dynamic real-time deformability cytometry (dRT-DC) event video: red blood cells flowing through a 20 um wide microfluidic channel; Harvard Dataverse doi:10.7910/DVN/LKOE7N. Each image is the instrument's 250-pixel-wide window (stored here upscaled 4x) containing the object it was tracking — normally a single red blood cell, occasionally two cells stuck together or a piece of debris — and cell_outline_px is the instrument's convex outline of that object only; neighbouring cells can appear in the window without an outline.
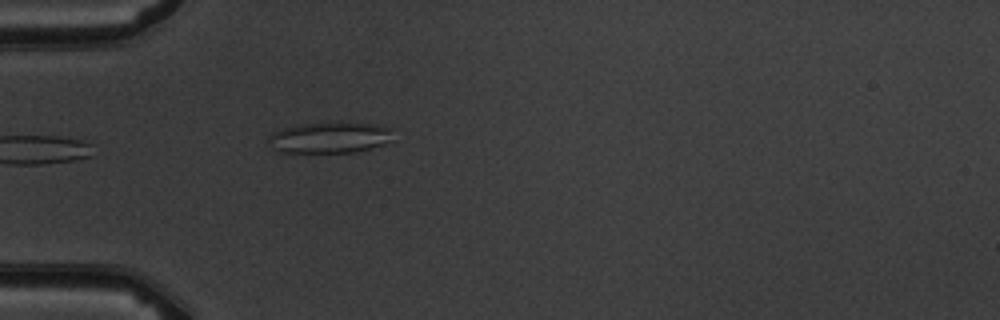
{"species": "common noctule bat (a hibernating species)", "species_latin": "Nyctalus noctula", "temperature_condition": "warm", "stored_images_in_passage": 5, "camera_frame_rate_fps": 3000, "um_per_image_px": 0.085, "animal": {"sex": "male", "body_mass_g": 19.5, "forearm_length_mm": 54.6}, "frame": {"image": 1, "passage_image": 5, "time_ms": 4.333, "image_size_px": [1000, 320], "cell_outline_px": [[392, 140], [356, 152], [280, 152], [272, 148], [268, 140], [268, 136], [284, 128], [300, 124], [340, 120], [376, 124], [392, 128]], "centroid_in_image_um": [28.05, 11.65], "position_along_channel_um": 57.0, "area_um2": 22.89}}